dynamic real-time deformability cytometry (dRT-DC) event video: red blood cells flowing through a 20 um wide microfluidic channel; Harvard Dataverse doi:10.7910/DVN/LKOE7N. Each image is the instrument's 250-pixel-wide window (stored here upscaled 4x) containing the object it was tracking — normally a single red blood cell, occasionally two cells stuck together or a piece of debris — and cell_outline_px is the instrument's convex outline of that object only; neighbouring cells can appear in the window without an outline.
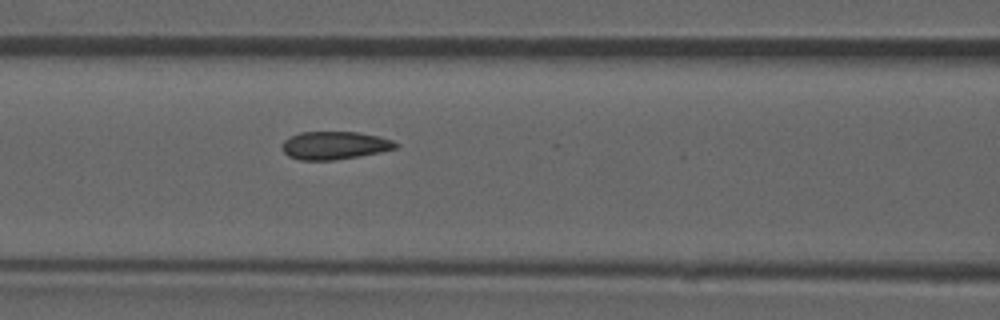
{"species": "common noctule bat (a hibernating species)", "species_latin": "Nyctalus noctula", "temperature_condition": "room temperature", "stored_images_in_passage": 53, "camera_frame_rate_fps": 3000, "um_per_image_px": 0.085, "animal": {"sex": "male", "forearm_length_mm": 52.5}, "frame": {"image": 1, "passage_image": 23, "time_ms": 7.333, "image_size_px": [1000, 320], "cell_outline_px": [[400, 144], [396, 148], [380, 152], [332, 160], [300, 160], [288, 156], [280, 148], [284, 140], [300, 132], [360, 132], [380, 136], [392, 140]], "centroid_in_image_um": [28.43, 12.35], "position_along_channel_um": 138.2, "area_um2": 18.5}, "authors_computed_cell_mechanics": {"area_um2": 18.9006, "velocity_mm_per_s": 3.8508, "shape_relaxation_time_tau1_ms": null, "shape_relaxation_time_tau2_ms": 1.1287, "deformation_change_tau1": null, "deformation_change_tau2": 0.0699}}